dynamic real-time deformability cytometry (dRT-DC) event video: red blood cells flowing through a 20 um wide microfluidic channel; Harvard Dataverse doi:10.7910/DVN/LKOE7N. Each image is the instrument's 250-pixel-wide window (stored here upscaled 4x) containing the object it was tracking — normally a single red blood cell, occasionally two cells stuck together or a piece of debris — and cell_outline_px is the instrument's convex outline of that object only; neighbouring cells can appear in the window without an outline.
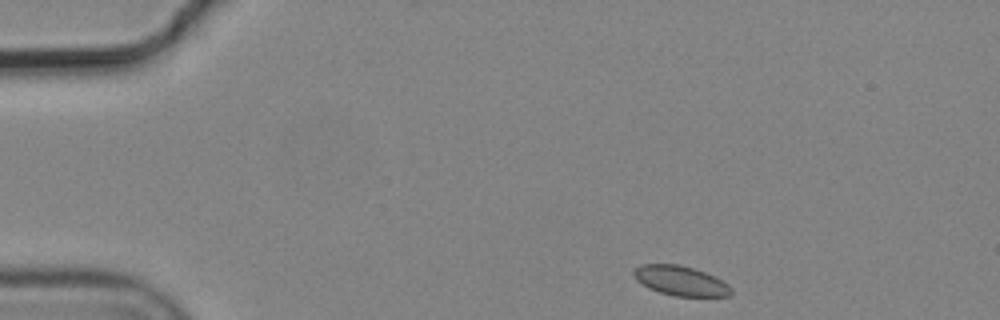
{"species": "common noctule bat (a hibernating species)", "species_latin": "Nyctalus noctula", "temperature_condition": "cold", "stored_images_in_passage": 6, "camera_frame_rate_fps": 3000, "um_per_image_px": 0.085, "animal": {"sex": "male", "body_mass_g": 19.2, "forearm_length_mm": 51.8}, "frame": {"image": 1, "passage_image": 1, "time_ms": 0.0, "image_size_px": [1000, 320], "cell_outline_px": [[732, 296], [672, 296], [648, 288], [636, 280], [632, 272], [640, 264], [676, 264], [692, 268], [704, 272], [728, 284], [732, 288]], "centroid_in_image_um": [57.83, 23.87], "position_along_channel_um": 27.2, "area_um2": 16.76}}
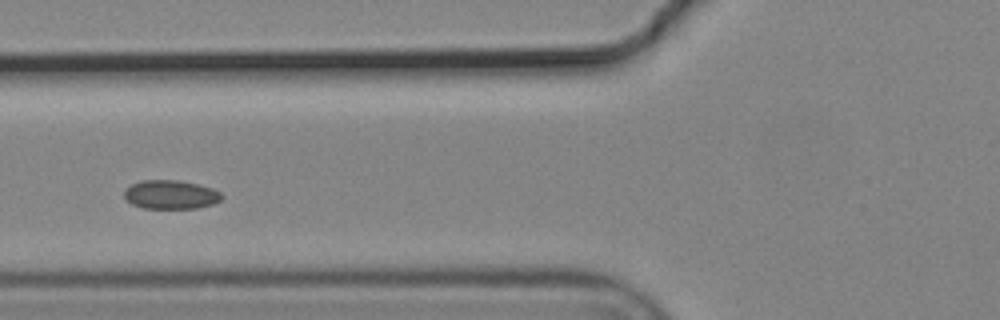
{"frame": {"image": 2, "passage_image": 4, "time_ms": 1.0, "image_size_px": [1000, 320], "cell_outline_px": [[224, 196], [220, 200], [212, 204], [196, 208], [144, 208], [132, 204], [124, 196], [124, 188], [140, 180], [180, 180], [212, 188], [220, 192]], "centroid_in_image_um": [14.5, 16.53], "position_along_channel_um": 111.3, "area_um2": 16.36}}
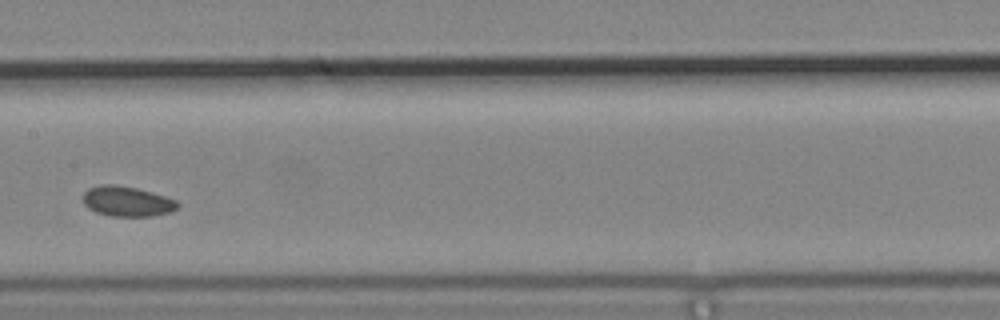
{"frame": {"image": 3, "passage_image": 6, "time_ms": 1.667, "image_size_px": [1000, 320], "cell_outline_px": [[180, 204], [172, 212], [152, 216], [108, 216], [96, 212], [88, 208], [84, 204], [84, 192], [88, 188], [100, 184], [112, 184], [136, 188], [152, 192], [176, 200]], "centroid_in_image_um": [10.79, 17.12], "position_along_channel_um": 196.6, "area_um2": 16.65}}